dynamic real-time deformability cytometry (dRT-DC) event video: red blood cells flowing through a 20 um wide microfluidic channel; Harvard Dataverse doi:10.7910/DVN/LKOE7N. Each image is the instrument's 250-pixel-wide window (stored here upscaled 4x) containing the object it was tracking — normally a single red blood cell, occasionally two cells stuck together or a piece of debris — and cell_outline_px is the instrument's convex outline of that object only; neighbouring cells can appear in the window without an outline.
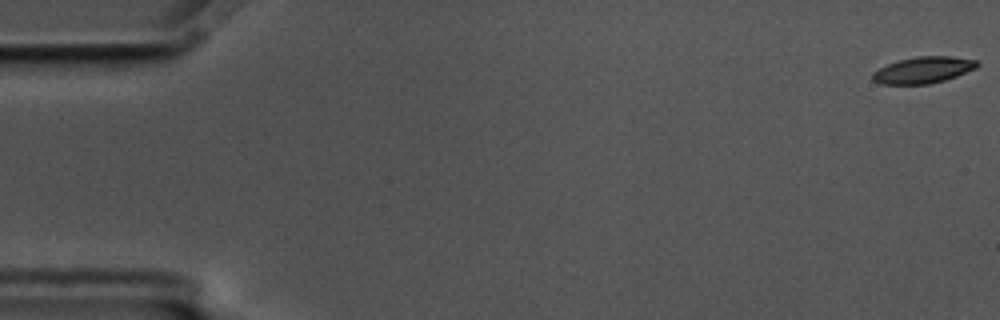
{"species": "common noctule bat (a hibernating species)", "species_latin": "Nyctalus noctula", "temperature_condition": "cold", "stored_images_in_passage": 19, "camera_frame_rate_fps": 3000, "um_per_image_px": 0.085, "animal": {"sex": "male", "body_mass_g": 17.5, "forearm_length_mm": 52.3}, "frame": {"image": 1, "passage_image": 1, "time_ms": 0.0, "image_size_px": [1000, 320], "cell_outline_px": [[980, 64], [976, 68], [956, 76], [944, 80], [928, 84], [880, 84], [872, 80], [872, 72], [888, 64], [900, 60], [916, 56], [952, 56], [976, 60]], "centroid_in_image_um": [78.47, 5.95], "position_along_channel_um": 6.5, "area_um2": 16.07}}
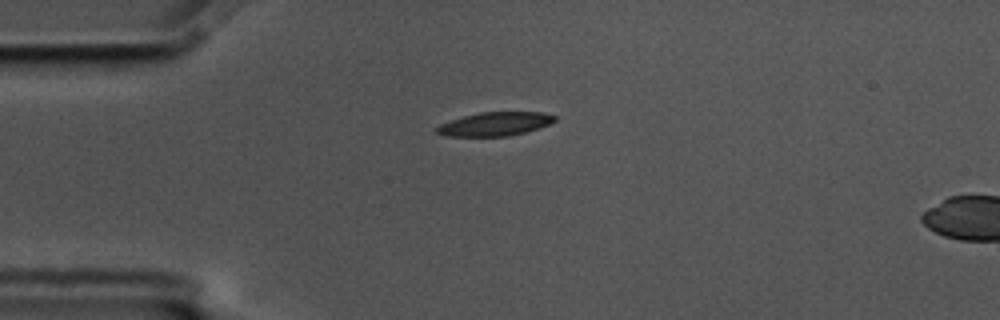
{"frame": {"image": 2, "passage_image": 15, "time_ms": 4.667, "image_size_px": [1000, 320], "cell_outline_px": [[556, 120], [548, 124], [524, 132], [508, 136], [448, 136], [436, 132], [436, 128], [440, 124], [464, 116], [480, 112], [544, 112], [556, 116]], "centroid_in_image_um": [42.08, 10.53], "position_along_channel_um": 42.9, "area_um2": 16.01}}